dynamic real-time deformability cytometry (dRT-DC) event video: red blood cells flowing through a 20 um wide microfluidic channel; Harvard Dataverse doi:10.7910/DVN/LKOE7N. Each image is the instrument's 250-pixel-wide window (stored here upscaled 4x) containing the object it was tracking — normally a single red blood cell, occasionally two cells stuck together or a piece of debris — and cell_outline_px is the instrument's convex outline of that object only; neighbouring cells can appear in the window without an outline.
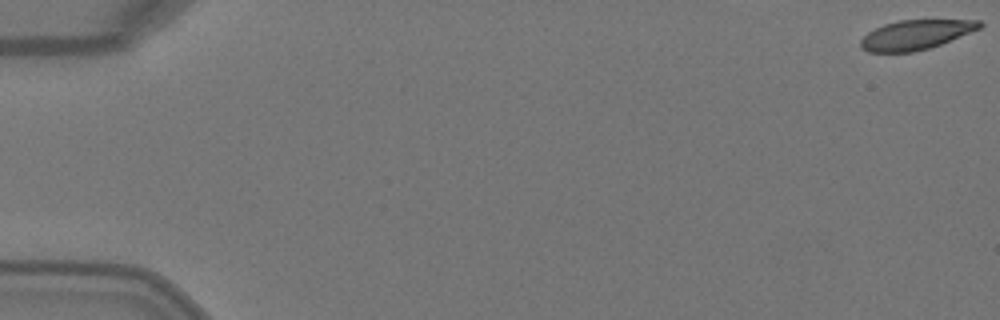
{"species": "Egyptian fruit bat (a non-hibernating species)", "species_latin": "Rousettus aegyptiacus", "temperature_condition": "warm", "stored_images_in_passage": 5, "camera_frame_rate_fps": 3000, "um_per_image_px": 0.085, "animal": {"sex": "female"}, "frame": {"image": 1, "passage_image": 1, "time_ms": 0.0, "image_size_px": [1000, 320], "cell_outline_px": [[984, 24], [980, 28], [940, 44], [928, 48], [912, 52], [868, 52], [860, 48], [860, 40], [868, 32], [884, 24], [900, 20], [980, 20]], "centroid_in_image_um": [77.81, 2.95], "position_along_channel_um": 7.2, "area_um2": 20.29}}